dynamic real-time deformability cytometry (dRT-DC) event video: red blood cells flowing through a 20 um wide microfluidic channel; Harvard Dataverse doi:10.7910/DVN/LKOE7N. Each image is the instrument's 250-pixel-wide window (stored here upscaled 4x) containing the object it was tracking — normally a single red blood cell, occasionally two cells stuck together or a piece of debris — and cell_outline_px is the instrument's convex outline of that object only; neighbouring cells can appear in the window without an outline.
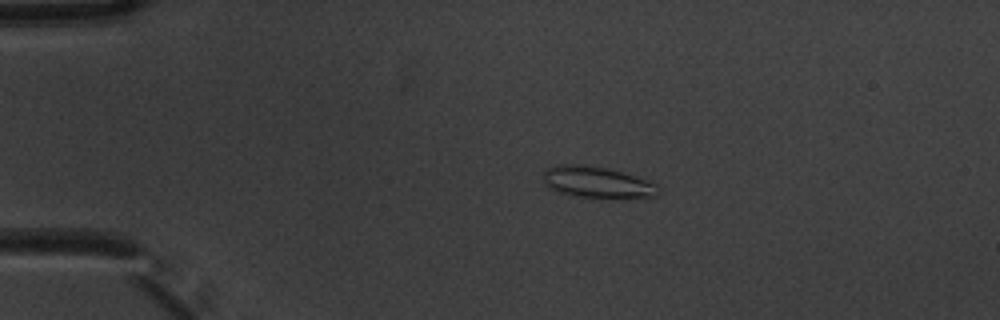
{"species": "common noctule bat (a hibernating species)", "species_latin": "Nyctalus noctula", "temperature_condition": "warm", "stored_images_in_passage": 8, "camera_frame_rate_fps": 3000, "um_per_image_px": 0.085, "animal": {"sex": "male", "body_mass_g": 20.1, "forearm_length_mm": 53.5}, "frame": {"image": 1, "passage_image": 3, "time_ms": 0.667, "image_size_px": [1000, 320], "cell_outline_px": [[656, 196], [580, 196], [560, 192], [548, 188], [544, 184], [544, 172], [548, 168], [556, 164], [584, 164], [608, 168], [656, 184]], "centroid_in_image_um": [50.61, 15.44], "position_along_channel_um": 34.4, "area_um2": 20.0}}
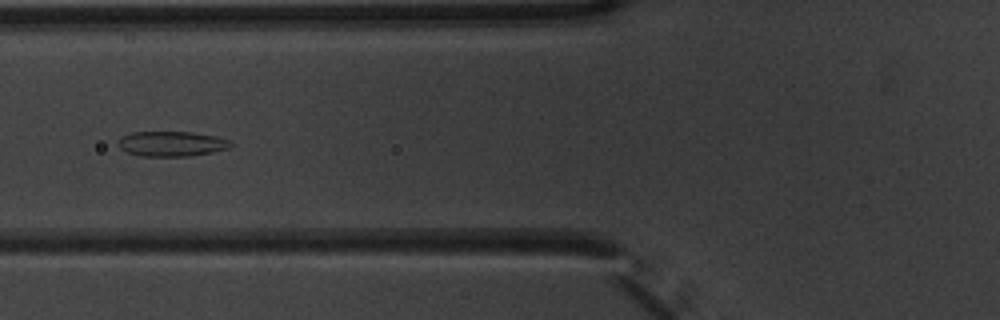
{"frame": {"image": 2, "passage_image": 6, "time_ms": 1.667, "image_size_px": [1000, 320], "cell_outline_px": [[232, 144], [228, 148], [212, 152], [192, 156], [140, 156], [128, 152], [120, 148], [116, 144], [120, 136], [132, 132], [192, 132], [216, 136], [232, 140]], "centroid_in_image_um": [14.57, 12.22], "position_along_channel_um": 111.2, "area_um2": 16.59}}
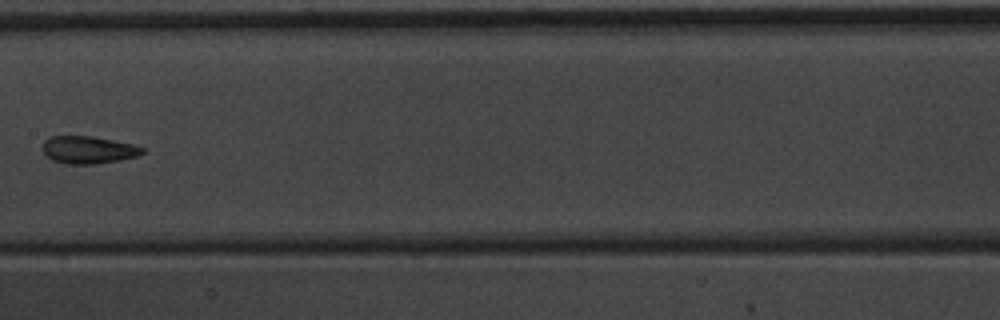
{"frame": {"image": 3, "passage_image": 8, "time_ms": 2.333, "image_size_px": [1000, 320], "cell_outline_px": [[144, 152], [136, 156], [120, 160], [96, 164], [64, 164], [52, 160], [44, 152], [44, 140], [48, 136], [92, 136], [132, 144], [144, 148]], "centroid_in_image_um": [7.49, 12.74], "position_along_channel_um": 199.9, "area_um2": 15.9}}